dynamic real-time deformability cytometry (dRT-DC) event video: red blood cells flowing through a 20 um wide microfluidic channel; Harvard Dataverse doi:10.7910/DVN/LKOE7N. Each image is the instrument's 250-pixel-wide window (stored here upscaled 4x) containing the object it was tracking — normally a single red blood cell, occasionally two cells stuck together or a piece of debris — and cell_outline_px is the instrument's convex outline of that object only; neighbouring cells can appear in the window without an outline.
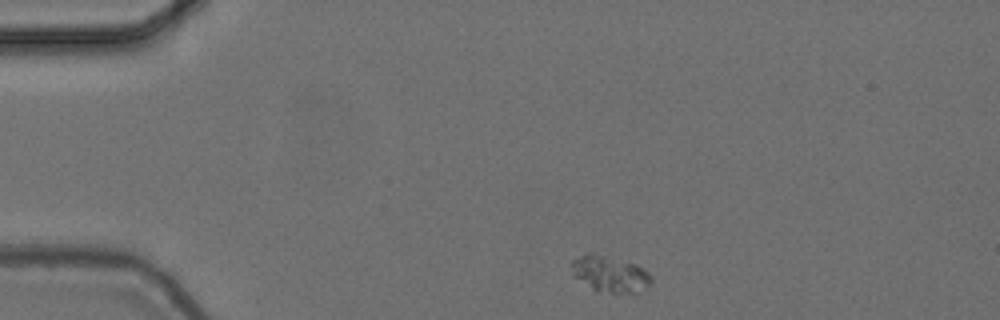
{"species": "common noctule bat (a hibernating species)", "species_latin": "Nyctalus noctula", "temperature_condition": "cold", "stored_images_in_passage": 8, "camera_frame_rate_fps": 3000, "um_per_image_px": 0.085, "animal": {"sex": "female", "body_mass_g": 24.6, "forearm_length_mm": 56.2}, "frame": {"image": 1, "passage_image": 1, "time_ms": 0.0, "image_size_px": [1000, 320], "cell_outline_px": [[652, 284], [640, 292], [596, 292], [572, 276], [568, 264], [572, 260], [588, 252], [592, 252], [636, 264], [644, 268], [652, 276]], "centroid_in_image_um": [51.8, 23.28], "position_along_channel_um": 33.2, "area_um2": 17.28}}
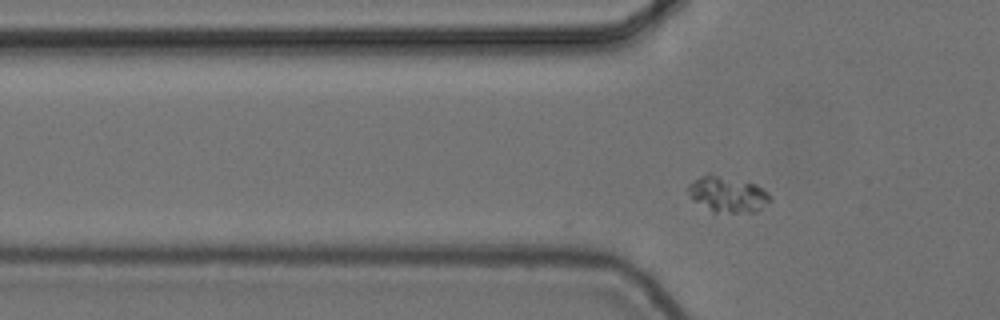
{"frame": {"image": 2, "passage_image": 8, "time_ms": 2.333, "image_size_px": [1000, 320], "cell_outline_px": [[772, 200], [756, 212], [712, 212], [692, 200], [688, 196], [684, 188], [688, 184], [700, 176], [708, 172], [756, 184], [764, 188], [768, 192]], "centroid_in_image_um": [61.8, 16.5], "position_along_channel_um": 64.0, "area_um2": 17.57}}